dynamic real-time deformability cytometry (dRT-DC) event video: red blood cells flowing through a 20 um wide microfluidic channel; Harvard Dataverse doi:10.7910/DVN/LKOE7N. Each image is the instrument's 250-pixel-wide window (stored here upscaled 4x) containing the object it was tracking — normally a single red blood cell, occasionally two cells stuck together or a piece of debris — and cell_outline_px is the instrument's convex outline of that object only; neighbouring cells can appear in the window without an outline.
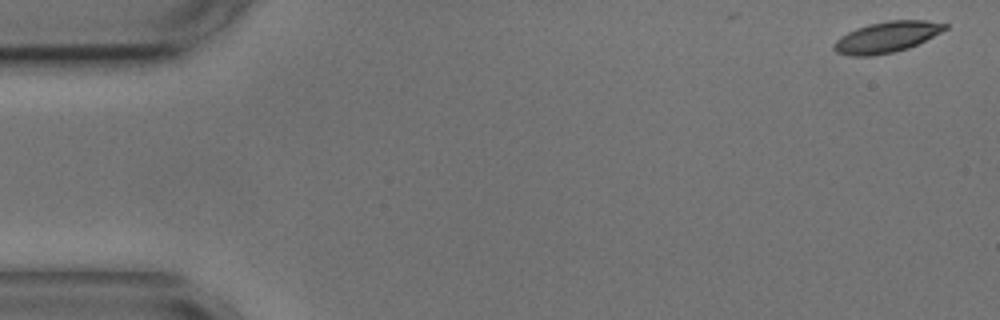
{"species": "common noctule bat (a hibernating species)", "species_latin": "Nyctalus noctula", "temperature_condition": "cold", "stored_images_in_passage": 5, "camera_frame_rate_fps": 3000, "um_per_image_px": 0.085, "animal": {"sex": "male", "body_mass_g": 17.9, "forearm_length_mm": 54.2}, "frame": {"image": 1, "passage_image": 1, "time_ms": 0.0, "image_size_px": [1000, 320], "cell_outline_px": [[948, 28], [908, 48], [892, 52], [872, 56], [848, 56], [836, 52], [832, 48], [832, 44], [840, 36], [856, 28], [868, 24], [888, 20], [924, 20], [948, 24]], "centroid_in_image_um": [75.31, 3.15], "position_along_channel_um": 9.7, "area_um2": 19.94}}